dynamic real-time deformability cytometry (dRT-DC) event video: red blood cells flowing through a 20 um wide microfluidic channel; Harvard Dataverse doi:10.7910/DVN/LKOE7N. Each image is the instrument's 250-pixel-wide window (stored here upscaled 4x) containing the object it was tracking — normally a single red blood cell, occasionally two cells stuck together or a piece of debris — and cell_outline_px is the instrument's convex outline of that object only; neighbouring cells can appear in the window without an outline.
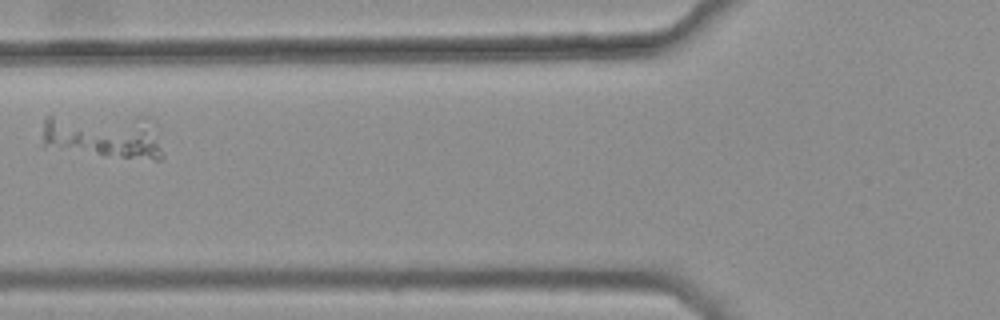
{"species": "common noctule bat (a hibernating species)", "species_latin": "Nyctalus noctula", "temperature_condition": "warm", "stored_images_in_passage": 7, "camera_frame_rate_fps": 3000, "um_per_image_px": 0.085, "animal": {"sex": "female", "body_mass_g": 25.1}, "frame": {"image": 1, "passage_image": 7, "time_ms": 2.0, "image_size_px": [1000, 320], "cell_outline_px": [[164, 156], [160, 160], [156, 160], [104, 156], [40, 148], [44, 116], [52, 116], [148, 132], [156, 136]], "centroid_in_image_um": [8.38, 11.86], "position_along_channel_um": 117.4, "area_um2": 26.13}}